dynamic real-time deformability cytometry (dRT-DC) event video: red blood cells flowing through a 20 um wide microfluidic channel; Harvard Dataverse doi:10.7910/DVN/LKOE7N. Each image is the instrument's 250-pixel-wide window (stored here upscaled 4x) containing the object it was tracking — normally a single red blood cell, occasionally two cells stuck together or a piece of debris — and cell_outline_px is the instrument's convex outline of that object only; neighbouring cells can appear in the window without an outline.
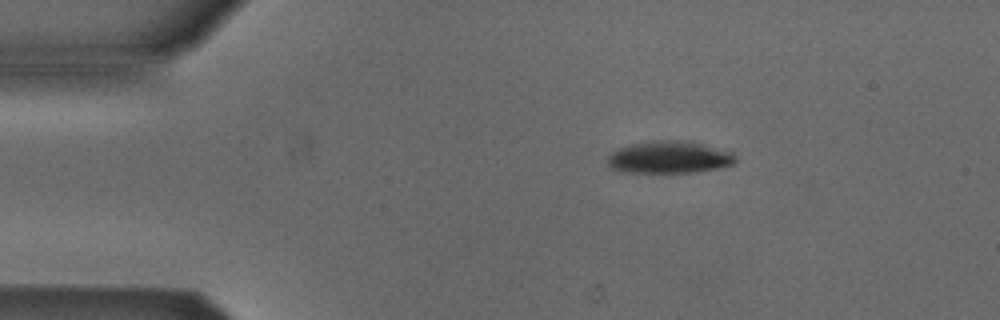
{"species": "Egyptian fruit bat (a non-hibernating species)", "species_latin": "Rousettus aegyptiacus", "temperature_condition": "cold", "stored_images_in_passage": 5, "camera_frame_rate_fps": 3000, "um_per_image_px": 0.085, "animal": {"sex": "male"}, "frame": {"image": 1, "passage_image": 2, "time_ms": 1.0, "image_size_px": [1000, 320], "cell_outline_px": [[736, 160], [732, 164], [720, 168], [696, 172], [616, 172], [608, 168], [604, 160], [612, 152], [620, 148], [632, 144], [656, 140], [688, 140], [732, 152], [736, 156]], "centroid_in_image_um": [56.83, 13.37], "position_along_channel_um": 28.2, "area_um2": 24.33}}
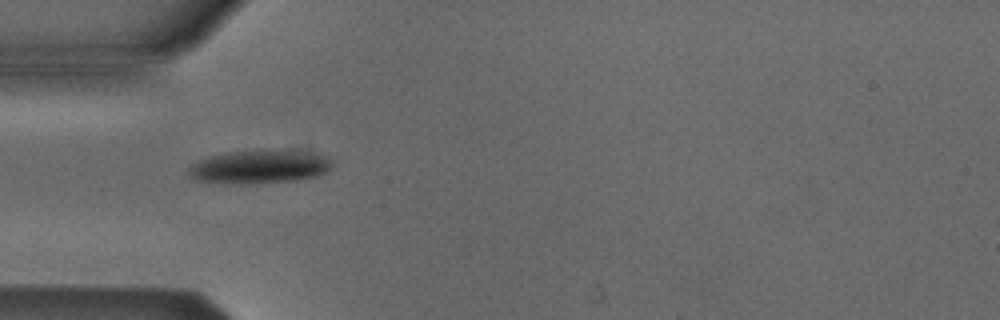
{"frame": {"image": 2, "passage_image": 4, "time_ms": 3.333, "image_size_px": [1000, 320], "cell_outline_px": [[332, 168], [328, 172], [316, 176], [292, 180], [252, 184], [236, 184], [192, 180], [188, 176], [188, 168], [192, 164], [200, 160], [212, 156], [228, 152], [308, 152], [328, 156], [332, 160]], "centroid_in_image_um": [22.04, 14.22], "position_along_channel_um": 63.0, "area_um2": 27.4}}